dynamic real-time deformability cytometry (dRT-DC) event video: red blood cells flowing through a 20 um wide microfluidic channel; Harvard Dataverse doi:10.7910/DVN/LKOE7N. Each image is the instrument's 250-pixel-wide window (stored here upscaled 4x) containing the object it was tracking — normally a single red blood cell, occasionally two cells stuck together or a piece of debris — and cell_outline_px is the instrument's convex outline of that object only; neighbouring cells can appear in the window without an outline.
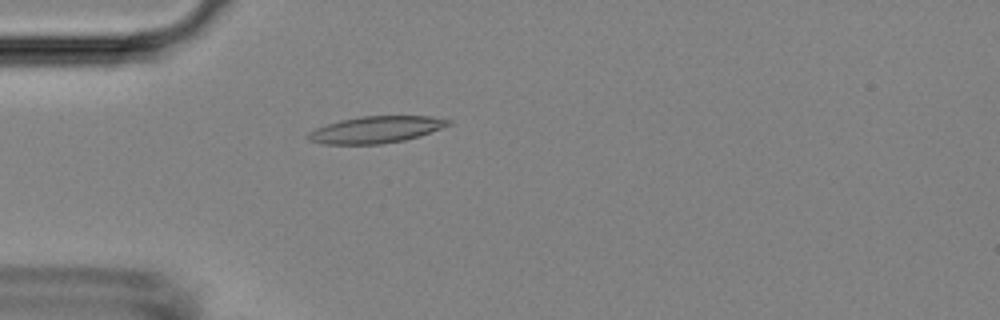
{"species": "Egyptian fruit bat (a non-hibernating species)", "species_latin": "Rousettus aegyptiacus", "temperature_condition": "room temperature", "stored_images_in_passage": 2, "camera_frame_rate_fps": 3000, "um_per_image_px": 0.085, "animal": {"sex": "female"}, "frame": {"image": 1, "passage_image": 2, "time_ms": 1.0, "image_size_px": [1000, 320], "cell_outline_px": [[452, 124], [420, 136], [404, 140], [380, 144], [320, 144], [308, 140], [304, 136], [308, 132], [316, 128], [340, 120], [360, 116], [432, 116], [452, 120]], "centroid_in_image_um": [31.94, 11.02], "position_along_channel_um": 53.1, "area_um2": 22.02}}